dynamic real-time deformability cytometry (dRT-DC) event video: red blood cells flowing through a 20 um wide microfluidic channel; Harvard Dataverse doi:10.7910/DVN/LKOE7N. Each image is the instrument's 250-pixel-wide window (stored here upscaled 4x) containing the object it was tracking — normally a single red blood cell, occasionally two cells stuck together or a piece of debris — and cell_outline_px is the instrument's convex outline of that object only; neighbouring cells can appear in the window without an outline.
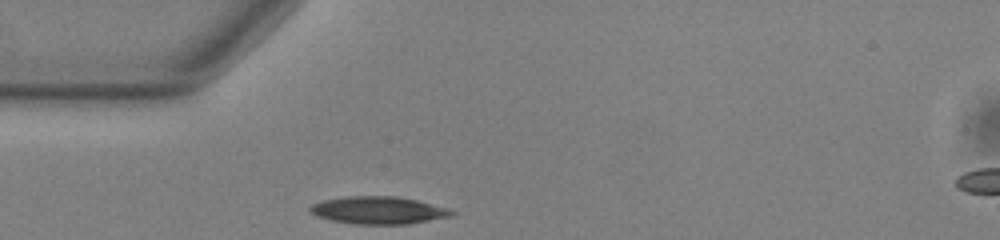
{"species": "common noctule bat (a hibernating species)", "species_latin": "Nyctalus noctula", "temperature_condition": "warm", "stored_images_in_passage": 30, "camera_frame_rate_fps": 3000, "um_per_image_px": 0.085, "animal": {"sex": "male", "body_mass_g": 13.0, "forearm_length_mm": 53.1}, "frame": {"image": 1, "passage_image": 1, "time_ms": 0.0, "image_size_px": [1000, 240], "cell_outline_px": [[456, 212], [452, 216], [408, 224], [356, 224], [332, 220], [316, 216], [308, 208], [312, 204], [320, 200], [344, 196], [396, 196], [416, 200], [448, 208]], "centroid_in_image_um": [32.15, 17.86], "position_along_channel_um": 52.9, "area_um2": 22.72}}
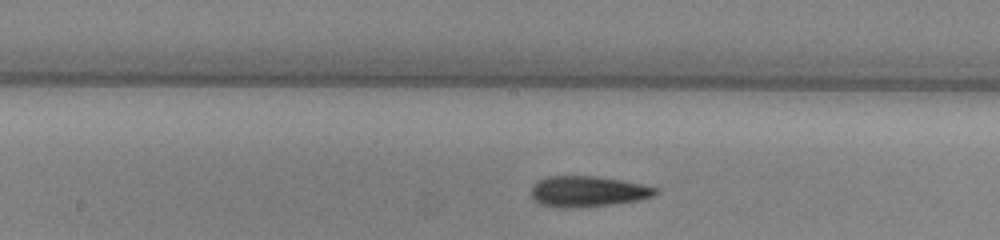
{"frame": {"image": 2, "passage_image": 13, "time_ms": 4.0, "image_size_px": [1000, 240], "cell_outline_px": [[660, 192], [652, 196], [636, 200], [612, 204], [572, 208], [560, 208], [540, 204], [532, 200], [532, 184], [544, 176], [596, 176], [620, 180], [660, 188]], "centroid_in_image_um": [49.92, 16.27], "position_along_channel_um": 198.3, "area_um2": 22.37}}
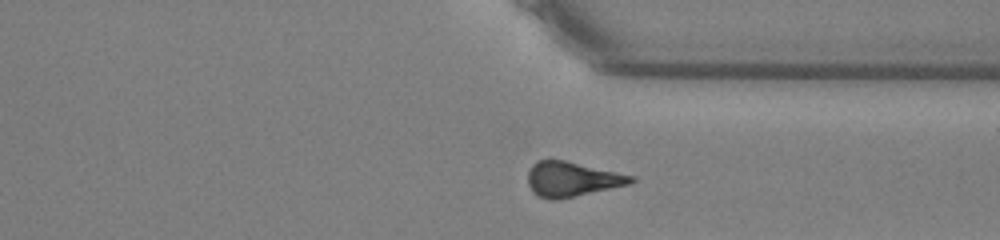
{"frame": {"image": 3, "passage_image": 26, "time_ms": 8.333, "image_size_px": [1000, 240], "cell_outline_px": [[636, 180], [628, 184], [556, 200], [552, 200], [540, 196], [532, 192], [528, 184], [528, 172], [532, 164], [536, 160], [564, 160], [636, 176]], "centroid_in_image_um": [48.6, 15.22], "position_along_channel_um": 362.8, "area_um2": 20.69}, "authors_computed_cell_mechanics": {"area_um2": 21.4727, "velocity_mm_per_s": 3.8063, "shape_relaxation_time_tau1_ms": 4.2192, "shape_relaxation_time_tau2_ms": 4.8716, "deformation_change_tau1": 0.1605, "deformation_change_tau2": 0.1748}}